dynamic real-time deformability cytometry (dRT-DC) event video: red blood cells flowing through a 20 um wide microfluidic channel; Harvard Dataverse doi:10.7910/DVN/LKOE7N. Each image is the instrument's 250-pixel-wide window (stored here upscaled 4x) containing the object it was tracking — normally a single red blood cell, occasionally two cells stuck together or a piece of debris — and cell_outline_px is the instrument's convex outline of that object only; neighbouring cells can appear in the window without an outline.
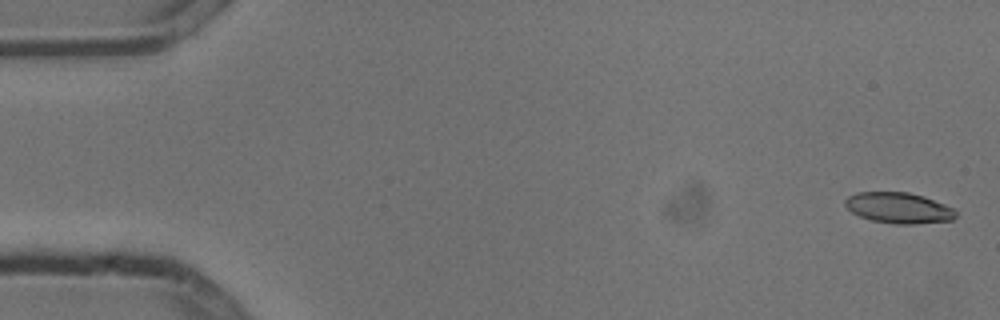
{"species": "common noctule bat (a hibernating species)", "species_latin": "Nyctalus noctula", "temperature_condition": "cold", "stored_images_in_passage": 5, "camera_frame_rate_fps": 3000, "um_per_image_px": 0.085, "animal": {"sex": "male", "body_mass_g": 13.3}, "frame": {"image": 1, "passage_image": 1, "time_ms": 0.0, "image_size_px": [1000, 320], "cell_outline_px": [[956, 216], [952, 220], [916, 224], [896, 224], [872, 220], [860, 216], [852, 212], [844, 204], [844, 200], [848, 196], [856, 192], [908, 192], [924, 196], [944, 204], [952, 208], [956, 212]], "centroid_in_image_um": [76.38, 17.66], "position_along_channel_um": 8.6, "area_um2": 19.83}}
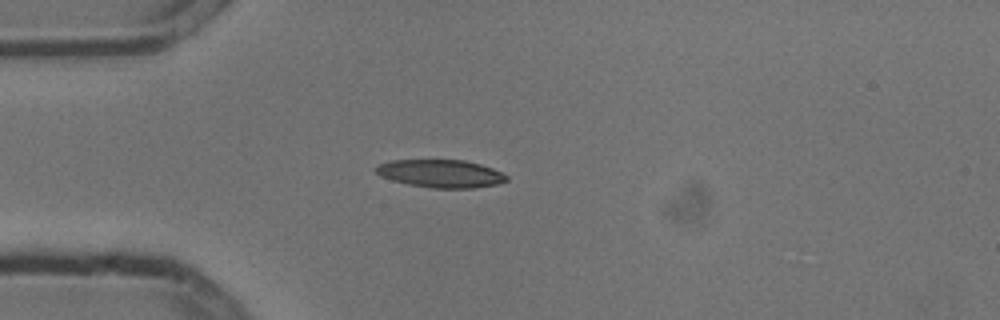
{"frame": {"image": 2, "passage_image": 4, "time_ms": 1.0, "image_size_px": [1000, 320], "cell_outline_px": [[508, 180], [496, 184], [476, 188], [432, 188], [408, 184], [392, 180], [380, 176], [376, 172], [376, 168], [380, 164], [392, 160], [464, 160], [480, 164], [492, 168], [508, 176]], "centroid_in_image_um": [37.48, 14.76], "position_along_channel_um": 47.5, "area_um2": 21.1}}